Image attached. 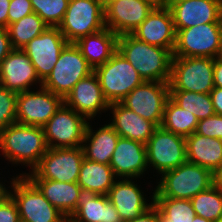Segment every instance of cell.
<instances>
[{
    "label": "cell",
    "instance_id": "ee69618b",
    "mask_svg": "<svg viewBox=\"0 0 222 222\" xmlns=\"http://www.w3.org/2000/svg\"><path fill=\"white\" fill-rule=\"evenodd\" d=\"M10 0H0V28L8 27V10Z\"/></svg>",
    "mask_w": 222,
    "mask_h": 222
},
{
    "label": "cell",
    "instance_id": "2e32d148",
    "mask_svg": "<svg viewBox=\"0 0 222 222\" xmlns=\"http://www.w3.org/2000/svg\"><path fill=\"white\" fill-rule=\"evenodd\" d=\"M157 4L152 0H117L105 8V26L118 36L132 32Z\"/></svg>",
    "mask_w": 222,
    "mask_h": 222
},
{
    "label": "cell",
    "instance_id": "ba28073f",
    "mask_svg": "<svg viewBox=\"0 0 222 222\" xmlns=\"http://www.w3.org/2000/svg\"><path fill=\"white\" fill-rule=\"evenodd\" d=\"M214 59L209 57H173L170 90L210 93L214 88Z\"/></svg>",
    "mask_w": 222,
    "mask_h": 222
},
{
    "label": "cell",
    "instance_id": "ffe728a7",
    "mask_svg": "<svg viewBox=\"0 0 222 222\" xmlns=\"http://www.w3.org/2000/svg\"><path fill=\"white\" fill-rule=\"evenodd\" d=\"M42 81L37 76L35 67L22 49H13L1 63L0 84L16 93L29 91L34 83Z\"/></svg>",
    "mask_w": 222,
    "mask_h": 222
},
{
    "label": "cell",
    "instance_id": "d4e9b609",
    "mask_svg": "<svg viewBox=\"0 0 222 222\" xmlns=\"http://www.w3.org/2000/svg\"><path fill=\"white\" fill-rule=\"evenodd\" d=\"M67 219L77 207L81 187L77 182H58L48 179H29Z\"/></svg>",
    "mask_w": 222,
    "mask_h": 222
},
{
    "label": "cell",
    "instance_id": "52a82bcc",
    "mask_svg": "<svg viewBox=\"0 0 222 222\" xmlns=\"http://www.w3.org/2000/svg\"><path fill=\"white\" fill-rule=\"evenodd\" d=\"M68 43L106 28L101 0H69L61 24L58 26Z\"/></svg>",
    "mask_w": 222,
    "mask_h": 222
},
{
    "label": "cell",
    "instance_id": "8fae6325",
    "mask_svg": "<svg viewBox=\"0 0 222 222\" xmlns=\"http://www.w3.org/2000/svg\"><path fill=\"white\" fill-rule=\"evenodd\" d=\"M87 123L83 115L63 103L42 127L48 148L82 146Z\"/></svg>",
    "mask_w": 222,
    "mask_h": 222
},
{
    "label": "cell",
    "instance_id": "f546056e",
    "mask_svg": "<svg viewBox=\"0 0 222 222\" xmlns=\"http://www.w3.org/2000/svg\"><path fill=\"white\" fill-rule=\"evenodd\" d=\"M198 119L193 113L167 100L161 127L182 137H188L196 131Z\"/></svg>",
    "mask_w": 222,
    "mask_h": 222
},
{
    "label": "cell",
    "instance_id": "b9f144b4",
    "mask_svg": "<svg viewBox=\"0 0 222 222\" xmlns=\"http://www.w3.org/2000/svg\"><path fill=\"white\" fill-rule=\"evenodd\" d=\"M209 94L215 114L222 115V88L214 87Z\"/></svg>",
    "mask_w": 222,
    "mask_h": 222
},
{
    "label": "cell",
    "instance_id": "44dd1931",
    "mask_svg": "<svg viewBox=\"0 0 222 222\" xmlns=\"http://www.w3.org/2000/svg\"><path fill=\"white\" fill-rule=\"evenodd\" d=\"M116 177H140L147 169L146 145L119 137L109 164Z\"/></svg>",
    "mask_w": 222,
    "mask_h": 222
},
{
    "label": "cell",
    "instance_id": "8992f818",
    "mask_svg": "<svg viewBox=\"0 0 222 222\" xmlns=\"http://www.w3.org/2000/svg\"><path fill=\"white\" fill-rule=\"evenodd\" d=\"M93 72L75 43H68L61 51L52 72L42 82V87L64 99L78 81Z\"/></svg>",
    "mask_w": 222,
    "mask_h": 222
},
{
    "label": "cell",
    "instance_id": "7a4b0ae2",
    "mask_svg": "<svg viewBox=\"0 0 222 222\" xmlns=\"http://www.w3.org/2000/svg\"><path fill=\"white\" fill-rule=\"evenodd\" d=\"M0 149L6 160L26 164L33 171L48 146L42 127L15 123L0 131Z\"/></svg>",
    "mask_w": 222,
    "mask_h": 222
},
{
    "label": "cell",
    "instance_id": "9a60e30c",
    "mask_svg": "<svg viewBox=\"0 0 222 222\" xmlns=\"http://www.w3.org/2000/svg\"><path fill=\"white\" fill-rule=\"evenodd\" d=\"M67 44V40L58 27H48L22 48L42 82L52 72L61 51Z\"/></svg>",
    "mask_w": 222,
    "mask_h": 222
},
{
    "label": "cell",
    "instance_id": "9c48e42d",
    "mask_svg": "<svg viewBox=\"0 0 222 222\" xmlns=\"http://www.w3.org/2000/svg\"><path fill=\"white\" fill-rule=\"evenodd\" d=\"M222 55L220 23L199 24L176 32L173 57H209Z\"/></svg>",
    "mask_w": 222,
    "mask_h": 222
},
{
    "label": "cell",
    "instance_id": "c3c4849f",
    "mask_svg": "<svg viewBox=\"0 0 222 222\" xmlns=\"http://www.w3.org/2000/svg\"><path fill=\"white\" fill-rule=\"evenodd\" d=\"M175 1H178V0H162V5L168 6L170 3L175 2Z\"/></svg>",
    "mask_w": 222,
    "mask_h": 222
},
{
    "label": "cell",
    "instance_id": "f35d334b",
    "mask_svg": "<svg viewBox=\"0 0 222 222\" xmlns=\"http://www.w3.org/2000/svg\"><path fill=\"white\" fill-rule=\"evenodd\" d=\"M0 222H21L17 205L8 193L0 199Z\"/></svg>",
    "mask_w": 222,
    "mask_h": 222
},
{
    "label": "cell",
    "instance_id": "816d5d0a",
    "mask_svg": "<svg viewBox=\"0 0 222 222\" xmlns=\"http://www.w3.org/2000/svg\"><path fill=\"white\" fill-rule=\"evenodd\" d=\"M157 5H162V0H152Z\"/></svg>",
    "mask_w": 222,
    "mask_h": 222
},
{
    "label": "cell",
    "instance_id": "7bdbcfd3",
    "mask_svg": "<svg viewBox=\"0 0 222 222\" xmlns=\"http://www.w3.org/2000/svg\"><path fill=\"white\" fill-rule=\"evenodd\" d=\"M213 81L214 87L222 88V55L214 58Z\"/></svg>",
    "mask_w": 222,
    "mask_h": 222
},
{
    "label": "cell",
    "instance_id": "277c9868",
    "mask_svg": "<svg viewBox=\"0 0 222 222\" xmlns=\"http://www.w3.org/2000/svg\"><path fill=\"white\" fill-rule=\"evenodd\" d=\"M18 176L11 178L14 191L7 193L17 205L21 222H68L24 173Z\"/></svg>",
    "mask_w": 222,
    "mask_h": 222
},
{
    "label": "cell",
    "instance_id": "ac0fdd59",
    "mask_svg": "<svg viewBox=\"0 0 222 222\" xmlns=\"http://www.w3.org/2000/svg\"><path fill=\"white\" fill-rule=\"evenodd\" d=\"M168 7L177 32L199 24L220 23L222 0H178Z\"/></svg>",
    "mask_w": 222,
    "mask_h": 222
},
{
    "label": "cell",
    "instance_id": "e575fe53",
    "mask_svg": "<svg viewBox=\"0 0 222 222\" xmlns=\"http://www.w3.org/2000/svg\"><path fill=\"white\" fill-rule=\"evenodd\" d=\"M36 13L49 27H58L68 8L69 0H30Z\"/></svg>",
    "mask_w": 222,
    "mask_h": 222
},
{
    "label": "cell",
    "instance_id": "d6986e66",
    "mask_svg": "<svg viewBox=\"0 0 222 222\" xmlns=\"http://www.w3.org/2000/svg\"><path fill=\"white\" fill-rule=\"evenodd\" d=\"M64 103L88 120L93 119L100 111H107L110 105L94 72L75 84L64 98Z\"/></svg>",
    "mask_w": 222,
    "mask_h": 222
},
{
    "label": "cell",
    "instance_id": "ab89813d",
    "mask_svg": "<svg viewBox=\"0 0 222 222\" xmlns=\"http://www.w3.org/2000/svg\"><path fill=\"white\" fill-rule=\"evenodd\" d=\"M13 50L7 28H0V67L1 63Z\"/></svg>",
    "mask_w": 222,
    "mask_h": 222
},
{
    "label": "cell",
    "instance_id": "74e56055",
    "mask_svg": "<svg viewBox=\"0 0 222 222\" xmlns=\"http://www.w3.org/2000/svg\"><path fill=\"white\" fill-rule=\"evenodd\" d=\"M30 0H10L8 10V25L21 20L28 14L33 13Z\"/></svg>",
    "mask_w": 222,
    "mask_h": 222
},
{
    "label": "cell",
    "instance_id": "836d02e7",
    "mask_svg": "<svg viewBox=\"0 0 222 222\" xmlns=\"http://www.w3.org/2000/svg\"><path fill=\"white\" fill-rule=\"evenodd\" d=\"M190 200L197 216L211 222L222 221V191L214 185L198 193Z\"/></svg>",
    "mask_w": 222,
    "mask_h": 222
},
{
    "label": "cell",
    "instance_id": "bcb514c9",
    "mask_svg": "<svg viewBox=\"0 0 222 222\" xmlns=\"http://www.w3.org/2000/svg\"><path fill=\"white\" fill-rule=\"evenodd\" d=\"M192 222H211L210 220H207L205 218H202L200 216L195 215L194 219Z\"/></svg>",
    "mask_w": 222,
    "mask_h": 222
},
{
    "label": "cell",
    "instance_id": "1f68e13d",
    "mask_svg": "<svg viewBox=\"0 0 222 222\" xmlns=\"http://www.w3.org/2000/svg\"><path fill=\"white\" fill-rule=\"evenodd\" d=\"M158 207L159 222H192L195 211L191 200L167 197H152Z\"/></svg>",
    "mask_w": 222,
    "mask_h": 222
},
{
    "label": "cell",
    "instance_id": "603a6c76",
    "mask_svg": "<svg viewBox=\"0 0 222 222\" xmlns=\"http://www.w3.org/2000/svg\"><path fill=\"white\" fill-rule=\"evenodd\" d=\"M68 222H123L108 195L81 189L77 207Z\"/></svg>",
    "mask_w": 222,
    "mask_h": 222
},
{
    "label": "cell",
    "instance_id": "f1b7e54d",
    "mask_svg": "<svg viewBox=\"0 0 222 222\" xmlns=\"http://www.w3.org/2000/svg\"><path fill=\"white\" fill-rule=\"evenodd\" d=\"M115 174L110 165L83 159L77 183L81 189L108 195L114 185Z\"/></svg>",
    "mask_w": 222,
    "mask_h": 222
},
{
    "label": "cell",
    "instance_id": "d6a6232c",
    "mask_svg": "<svg viewBox=\"0 0 222 222\" xmlns=\"http://www.w3.org/2000/svg\"><path fill=\"white\" fill-rule=\"evenodd\" d=\"M170 99L179 107L193 113L198 121L215 114L209 93L170 90Z\"/></svg>",
    "mask_w": 222,
    "mask_h": 222
},
{
    "label": "cell",
    "instance_id": "e0dca14e",
    "mask_svg": "<svg viewBox=\"0 0 222 222\" xmlns=\"http://www.w3.org/2000/svg\"><path fill=\"white\" fill-rule=\"evenodd\" d=\"M131 35L150 45L167 48L173 53L176 31L169 7L156 5Z\"/></svg>",
    "mask_w": 222,
    "mask_h": 222
},
{
    "label": "cell",
    "instance_id": "f907efd6",
    "mask_svg": "<svg viewBox=\"0 0 222 222\" xmlns=\"http://www.w3.org/2000/svg\"><path fill=\"white\" fill-rule=\"evenodd\" d=\"M219 22H220V30H221V44H222V10H221V13H220Z\"/></svg>",
    "mask_w": 222,
    "mask_h": 222
},
{
    "label": "cell",
    "instance_id": "4dcf8cb0",
    "mask_svg": "<svg viewBox=\"0 0 222 222\" xmlns=\"http://www.w3.org/2000/svg\"><path fill=\"white\" fill-rule=\"evenodd\" d=\"M49 26L36 13L28 14L21 20L9 24L7 29L13 49H22L33 38L43 33Z\"/></svg>",
    "mask_w": 222,
    "mask_h": 222
},
{
    "label": "cell",
    "instance_id": "7c38bea8",
    "mask_svg": "<svg viewBox=\"0 0 222 222\" xmlns=\"http://www.w3.org/2000/svg\"><path fill=\"white\" fill-rule=\"evenodd\" d=\"M146 145L147 165L159 174L172 170L187 162L186 139L180 135L157 127Z\"/></svg>",
    "mask_w": 222,
    "mask_h": 222
},
{
    "label": "cell",
    "instance_id": "5b68a950",
    "mask_svg": "<svg viewBox=\"0 0 222 222\" xmlns=\"http://www.w3.org/2000/svg\"><path fill=\"white\" fill-rule=\"evenodd\" d=\"M94 73L109 104L122 101L135 87L144 82L118 50L103 65L96 67Z\"/></svg>",
    "mask_w": 222,
    "mask_h": 222
},
{
    "label": "cell",
    "instance_id": "4fadbf2b",
    "mask_svg": "<svg viewBox=\"0 0 222 222\" xmlns=\"http://www.w3.org/2000/svg\"><path fill=\"white\" fill-rule=\"evenodd\" d=\"M169 98V82L144 81L138 87H135L120 103L159 127Z\"/></svg>",
    "mask_w": 222,
    "mask_h": 222
},
{
    "label": "cell",
    "instance_id": "60d3db41",
    "mask_svg": "<svg viewBox=\"0 0 222 222\" xmlns=\"http://www.w3.org/2000/svg\"><path fill=\"white\" fill-rule=\"evenodd\" d=\"M125 222H159L158 207L154 204L151 208H149L146 212H144L140 216Z\"/></svg>",
    "mask_w": 222,
    "mask_h": 222
},
{
    "label": "cell",
    "instance_id": "3957f363",
    "mask_svg": "<svg viewBox=\"0 0 222 222\" xmlns=\"http://www.w3.org/2000/svg\"><path fill=\"white\" fill-rule=\"evenodd\" d=\"M153 197L191 199L213 185V172L197 164L185 162L162 173Z\"/></svg>",
    "mask_w": 222,
    "mask_h": 222
},
{
    "label": "cell",
    "instance_id": "7dc6e473",
    "mask_svg": "<svg viewBox=\"0 0 222 222\" xmlns=\"http://www.w3.org/2000/svg\"><path fill=\"white\" fill-rule=\"evenodd\" d=\"M7 191L6 187L0 183V199L7 193Z\"/></svg>",
    "mask_w": 222,
    "mask_h": 222
},
{
    "label": "cell",
    "instance_id": "cb8c5ba5",
    "mask_svg": "<svg viewBox=\"0 0 222 222\" xmlns=\"http://www.w3.org/2000/svg\"><path fill=\"white\" fill-rule=\"evenodd\" d=\"M113 119L109 123L120 137L135 140L146 144L157 126L132 110L123 106L120 102L111 103Z\"/></svg>",
    "mask_w": 222,
    "mask_h": 222
},
{
    "label": "cell",
    "instance_id": "6da1fadb",
    "mask_svg": "<svg viewBox=\"0 0 222 222\" xmlns=\"http://www.w3.org/2000/svg\"><path fill=\"white\" fill-rule=\"evenodd\" d=\"M117 50L144 81L169 82L173 53L167 48L142 42L131 34L118 36Z\"/></svg>",
    "mask_w": 222,
    "mask_h": 222
},
{
    "label": "cell",
    "instance_id": "5bb4252c",
    "mask_svg": "<svg viewBox=\"0 0 222 222\" xmlns=\"http://www.w3.org/2000/svg\"><path fill=\"white\" fill-rule=\"evenodd\" d=\"M17 95L16 123L43 127L64 103V99L40 87Z\"/></svg>",
    "mask_w": 222,
    "mask_h": 222
},
{
    "label": "cell",
    "instance_id": "d590c367",
    "mask_svg": "<svg viewBox=\"0 0 222 222\" xmlns=\"http://www.w3.org/2000/svg\"><path fill=\"white\" fill-rule=\"evenodd\" d=\"M17 95L0 84V131L16 123Z\"/></svg>",
    "mask_w": 222,
    "mask_h": 222
},
{
    "label": "cell",
    "instance_id": "681fc988",
    "mask_svg": "<svg viewBox=\"0 0 222 222\" xmlns=\"http://www.w3.org/2000/svg\"><path fill=\"white\" fill-rule=\"evenodd\" d=\"M101 1H102L104 8H105L110 2L117 1V0H101Z\"/></svg>",
    "mask_w": 222,
    "mask_h": 222
},
{
    "label": "cell",
    "instance_id": "484cf974",
    "mask_svg": "<svg viewBox=\"0 0 222 222\" xmlns=\"http://www.w3.org/2000/svg\"><path fill=\"white\" fill-rule=\"evenodd\" d=\"M119 137L110 124L103 125L99 130L93 132L88 122L82 142L85 144L81 146L84 158L109 165Z\"/></svg>",
    "mask_w": 222,
    "mask_h": 222
},
{
    "label": "cell",
    "instance_id": "8d00e7d4",
    "mask_svg": "<svg viewBox=\"0 0 222 222\" xmlns=\"http://www.w3.org/2000/svg\"><path fill=\"white\" fill-rule=\"evenodd\" d=\"M195 132L222 140V115L214 114L211 117L199 120Z\"/></svg>",
    "mask_w": 222,
    "mask_h": 222
},
{
    "label": "cell",
    "instance_id": "7402d4cb",
    "mask_svg": "<svg viewBox=\"0 0 222 222\" xmlns=\"http://www.w3.org/2000/svg\"><path fill=\"white\" fill-rule=\"evenodd\" d=\"M116 180L108 193L110 202L114 205L123 222L134 219L154 205L146 202L143 192L129 178ZM124 179V180H123Z\"/></svg>",
    "mask_w": 222,
    "mask_h": 222
},
{
    "label": "cell",
    "instance_id": "30bf717a",
    "mask_svg": "<svg viewBox=\"0 0 222 222\" xmlns=\"http://www.w3.org/2000/svg\"><path fill=\"white\" fill-rule=\"evenodd\" d=\"M84 153L81 146L48 148L39 165L25 176L28 179H48L58 182H77Z\"/></svg>",
    "mask_w": 222,
    "mask_h": 222
},
{
    "label": "cell",
    "instance_id": "4316f807",
    "mask_svg": "<svg viewBox=\"0 0 222 222\" xmlns=\"http://www.w3.org/2000/svg\"><path fill=\"white\" fill-rule=\"evenodd\" d=\"M118 35L107 27L80 38L75 45L93 70L103 65L117 51Z\"/></svg>",
    "mask_w": 222,
    "mask_h": 222
},
{
    "label": "cell",
    "instance_id": "83f0119b",
    "mask_svg": "<svg viewBox=\"0 0 222 222\" xmlns=\"http://www.w3.org/2000/svg\"><path fill=\"white\" fill-rule=\"evenodd\" d=\"M186 139L187 162L214 172L222 164V140L192 133Z\"/></svg>",
    "mask_w": 222,
    "mask_h": 222
},
{
    "label": "cell",
    "instance_id": "f6af8a7d",
    "mask_svg": "<svg viewBox=\"0 0 222 222\" xmlns=\"http://www.w3.org/2000/svg\"><path fill=\"white\" fill-rule=\"evenodd\" d=\"M213 185L222 191V164L213 172Z\"/></svg>",
    "mask_w": 222,
    "mask_h": 222
}]
</instances>
